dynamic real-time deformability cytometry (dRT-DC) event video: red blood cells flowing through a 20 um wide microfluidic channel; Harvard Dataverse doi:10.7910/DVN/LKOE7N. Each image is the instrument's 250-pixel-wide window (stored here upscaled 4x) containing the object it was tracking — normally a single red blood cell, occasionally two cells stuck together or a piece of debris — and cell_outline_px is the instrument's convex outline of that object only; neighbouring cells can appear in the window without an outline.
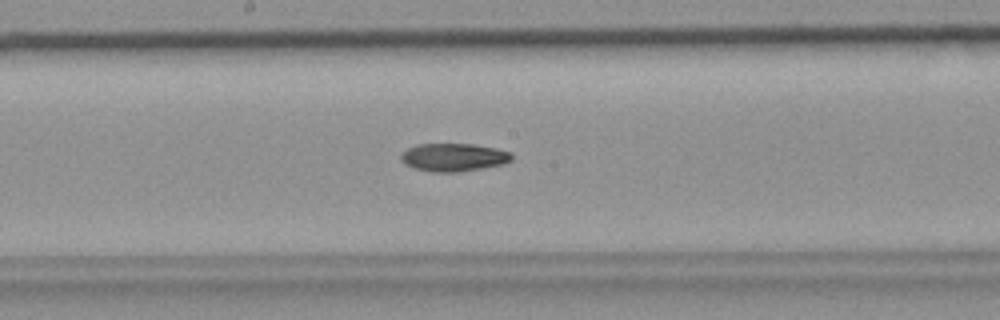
{"species": "common noctule bat (a hibernating species)", "species_latin": "Nyctalus noctula", "temperature_condition": "room temperature", "stored_images_in_passage": 48, "camera_frame_rate_fps": 3000, "um_per_image_px": 0.085, "animal": {"sex": "female", "body_mass_g": 19.9}, "frame": {"image": 1, "passage_image": 26, "time_ms": 8.333, "image_size_px": [1000, 320], "cell_outline_px": [[512, 160], [504, 164], [456, 172], [432, 172], [416, 168], [404, 164], [400, 160], [400, 156], [408, 148], [416, 144], [472, 144], [496, 148], [512, 152]], "centroid_in_image_um": [38.56, 13.36], "position_along_channel_um": 209.6, "area_um2": 18.03}}
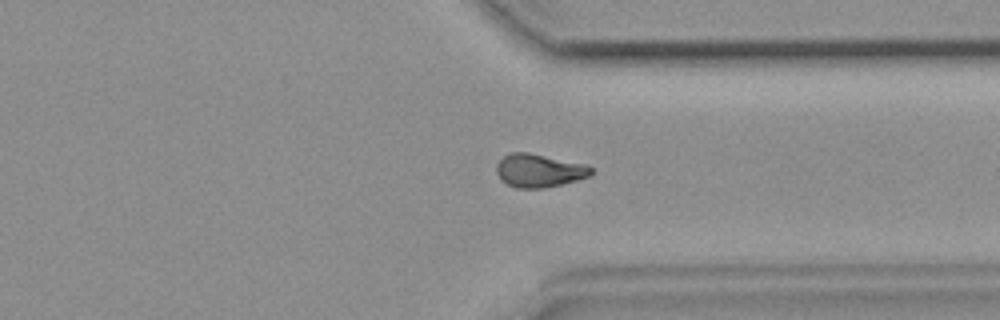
{"frame": {"image": 2, "passage_image": 37, "time_ms": 12.0, "image_size_px": [1000, 320], "cell_outline_px": [[592, 172], [588, 176], [576, 180], [544, 188], [516, 188], [500, 180], [496, 172], [496, 164], [504, 156], [512, 152], [528, 152], [588, 164], [592, 168]], "centroid_in_image_um": [45.81, 14.49], "position_along_channel_um": 365.6, "area_um2": 18.38}}
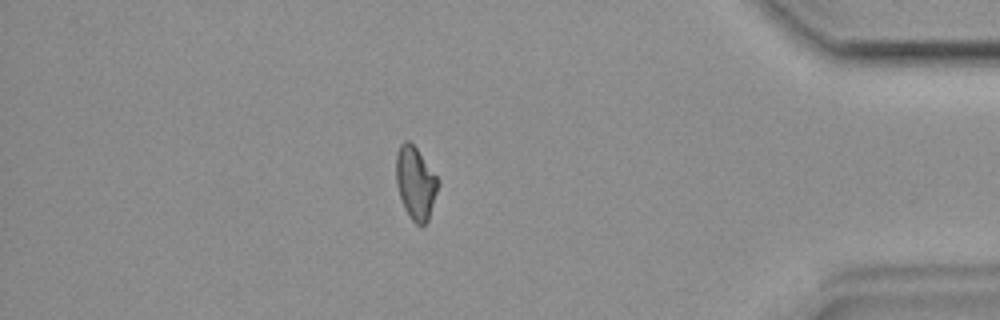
{"frame": {"image": 3, "passage_image": 42, "time_ms": 13.667, "image_size_px": [1000, 320], "cell_outline_px": [[440, 184], [428, 220], [420, 228], [408, 216], [404, 208], [400, 196], [396, 180], [396, 156], [400, 144], [404, 140], [408, 140], [416, 148], [440, 180]], "centroid_in_image_um": [35.33, 15.57], "position_along_channel_um": 399.9, "area_um2": 17.86}}